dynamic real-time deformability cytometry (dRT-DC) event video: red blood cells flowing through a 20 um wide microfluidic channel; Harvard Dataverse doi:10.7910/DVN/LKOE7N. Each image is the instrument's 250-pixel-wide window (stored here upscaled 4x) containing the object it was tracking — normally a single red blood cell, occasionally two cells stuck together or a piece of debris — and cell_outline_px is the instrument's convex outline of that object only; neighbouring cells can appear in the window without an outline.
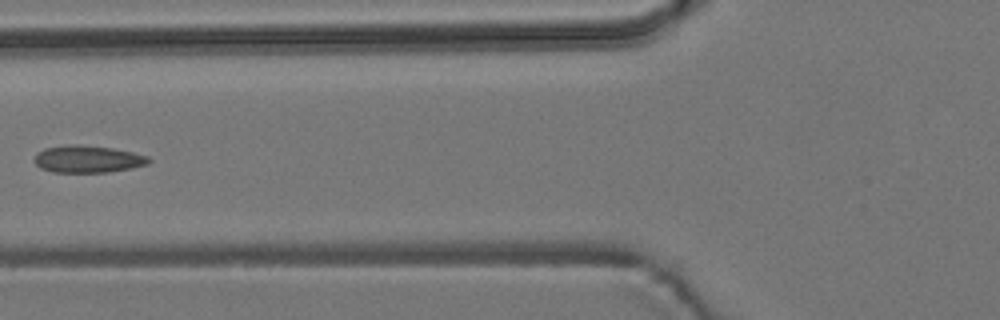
{"species": "common noctule bat (a hibernating species)", "species_latin": "Nyctalus noctula", "temperature_condition": "room temperature", "stored_images_in_passage": 5, "camera_frame_rate_fps": 3000, "um_per_image_px": 0.085, "animal": {"sex": "male", "body_mass_g": 19.2, "forearm_length_mm": 51.8}, "frame": {"image": 1, "passage_image": 4, "time_ms": 3.667, "image_size_px": [1000, 320], "cell_outline_px": [[152, 160], [148, 164], [132, 168], [108, 172], [52, 172], [40, 168], [32, 160], [36, 152], [44, 148], [64, 144], [76, 144], [112, 148], [132, 152], [148, 156]], "centroid_in_image_um": [7.41, 13.51], "position_along_channel_um": 118.4, "area_um2": 18.38}}
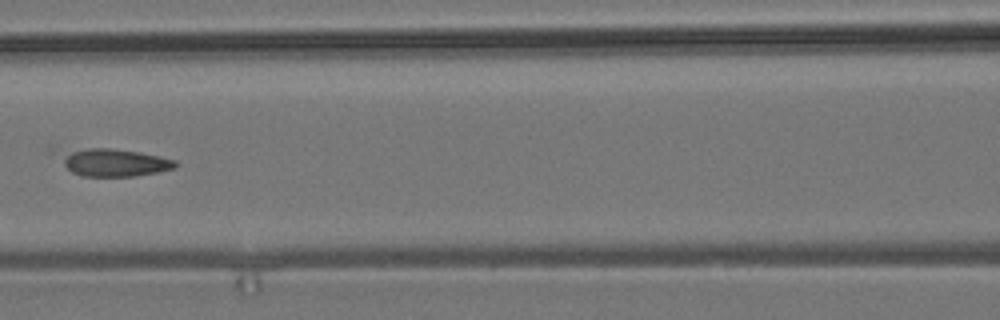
{"frame": {"image": 2, "passage_image": 5, "time_ms": 4.667, "image_size_px": [1000, 320], "cell_outline_px": [[180, 164], [176, 168], [160, 172], [136, 176], [80, 176], [72, 172], [48, 148], [48, 144], [112, 148], [140, 152], [160, 156], [176, 160]], "centroid_in_image_um": [9.37, 13.71], "position_along_channel_um": 157.2, "area_um2": 20.58}}